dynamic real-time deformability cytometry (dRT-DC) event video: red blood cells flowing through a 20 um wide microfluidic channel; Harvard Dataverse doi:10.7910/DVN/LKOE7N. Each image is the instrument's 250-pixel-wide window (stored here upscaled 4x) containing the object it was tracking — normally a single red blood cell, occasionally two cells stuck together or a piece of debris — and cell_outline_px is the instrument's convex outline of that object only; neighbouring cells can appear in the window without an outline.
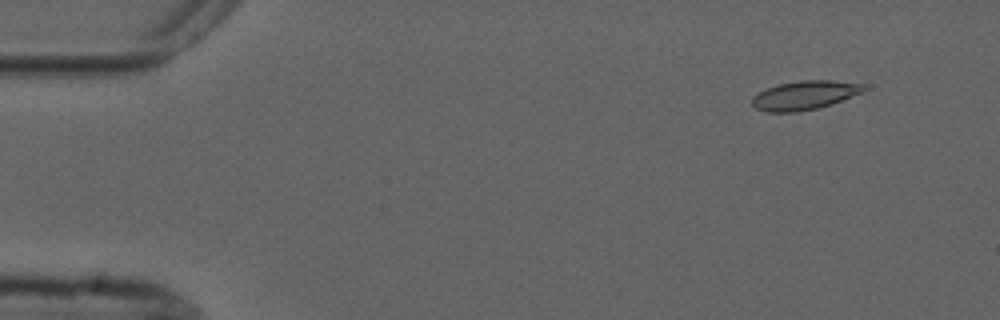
{"species": "common noctule bat (a hibernating species)", "species_latin": "Nyctalus noctula", "temperature_condition": "cold", "stored_images_in_passage": 4, "camera_frame_rate_fps": 3000, "um_per_image_px": 0.085, "animal": {"sex": "male", "forearm_length_mm": 52.5}, "frame": {"image": 1, "passage_image": 1, "time_ms": 0.0, "image_size_px": [1000, 320], "cell_outline_px": [[864, 88], [860, 92], [832, 104], [816, 108], [796, 112], [768, 112], [756, 108], [752, 104], [752, 96], [768, 88], [780, 84], [800, 80], [832, 80], [864, 84]], "centroid_in_image_um": [68.35, 8.09], "position_along_channel_um": 16.6, "area_um2": 18.44}}
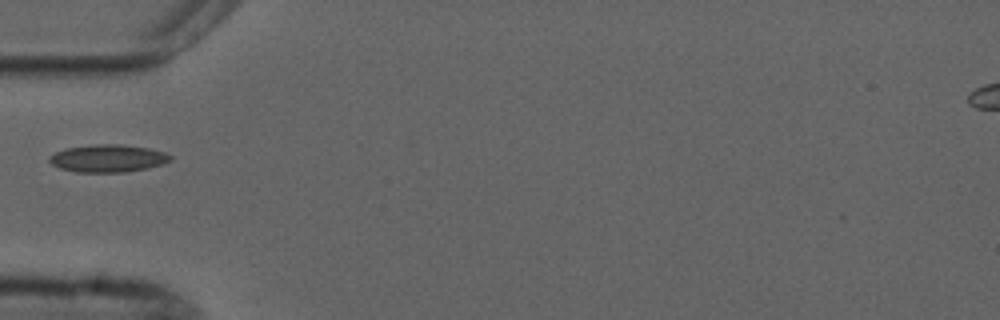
{"frame": {"image": 2, "passage_image": 4, "time_ms": 4.333, "image_size_px": [1000, 320], "cell_outline_px": [[172, 160], [148, 168], [124, 172], [76, 172], [60, 168], [52, 164], [48, 160], [48, 156], [64, 148], [96, 144], [120, 144], [148, 148], [164, 152], [172, 156]], "centroid_in_image_um": [9.15, 13.45], "position_along_channel_um": 75.9, "area_um2": 19.42}}